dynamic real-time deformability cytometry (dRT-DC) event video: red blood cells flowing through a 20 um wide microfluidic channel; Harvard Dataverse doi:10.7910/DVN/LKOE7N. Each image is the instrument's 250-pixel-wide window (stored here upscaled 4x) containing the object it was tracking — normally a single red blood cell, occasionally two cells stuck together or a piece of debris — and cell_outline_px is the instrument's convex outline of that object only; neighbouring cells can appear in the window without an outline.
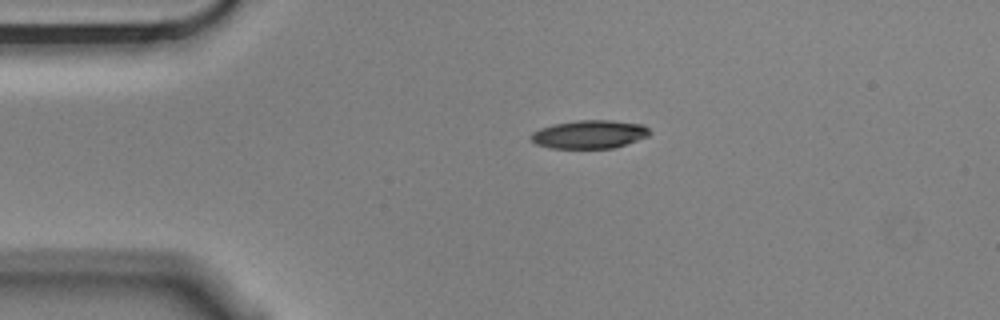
{"species": "Egyptian fruit bat (a non-hibernating species)", "species_latin": "Rousettus aegyptiacus", "temperature_condition": "cold", "stored_images_in_passage": 2, "camera_frame_rate_fps": 3000, "um_per_image_px": 0.085, "animal": {"sex": "male"}, "frame": {"image": 1, "passage_image": 1, "time_ms": 0.0, "image_size_px": [1000, 320], "cell_outline_px": [[652, 132], [648, 136], [612, 148], [552, 148], [536, 144], [528, 136], [532, 132], [540, 128], [552, 124], [576, 120], [612, 120], [644, 124]], "centroid_in_image_um": [50.08, 11.4], "position_along_channel_um": 34.9, "area_um2": 19.65}}